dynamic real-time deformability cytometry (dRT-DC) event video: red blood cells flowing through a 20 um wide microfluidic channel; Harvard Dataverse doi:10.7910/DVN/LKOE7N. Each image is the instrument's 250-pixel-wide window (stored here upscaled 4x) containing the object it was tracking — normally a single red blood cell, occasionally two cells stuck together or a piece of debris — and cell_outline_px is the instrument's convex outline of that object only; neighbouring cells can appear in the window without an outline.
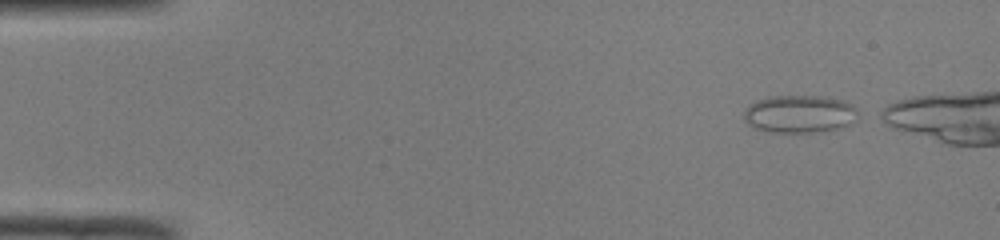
{"species": "common noctule bat (a hibernating species)", "species_latin": "Nyctalus noctula", "temperature_condition": "room temperature", "stored_images_in_passage": 40, "camera_frame_rate_fps": 3000, "um_per_image_px": 0.085, "animal": {"sex": "male", "body_mass_g": 19.0, "forearm_length_mm": 50.8}, "frame": {"image": 1, "passage_image": 1, "time_ms": 0.0, "image_size_px": [1000, 240], "cell_outline_px": [[856, 120], [852, 124], [836, 128], [812, 132], [772, 132], [756, 128], [748, 124], [744, 120], [744, 112], [756, 100], [768, 96], [816, 96], [844, 100], [852, 104], [856, 108]], "centroid_in_image_um": [67.96, 9.68], "position_along_channel_um": 17.0, "area_um2": 24.85}}
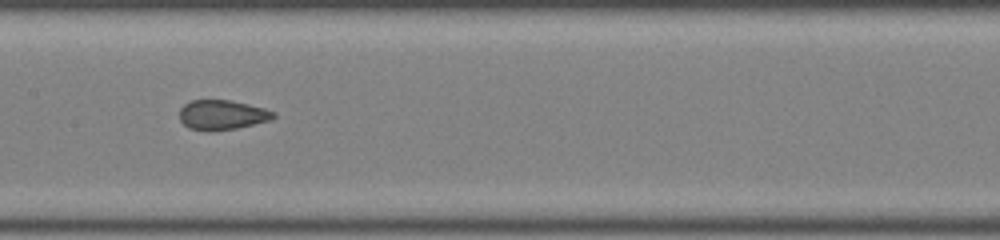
{"frame": {"image": 2, "passage_image": 21, "time_ms": 6.667, "image_size_px": [1000, 240], "cell_outline_px": [[276, 116], [272, 120], [236, 128], [212, 132], [188, 128], [180, 120], [180, 108], [184, 104], [192, 100], [228, 100], [248, 104], [264, 108], [276, 112]], "centroid_in_image_um": [18.89, 9.77], "position_along_channel_um": 188.5, "area_um2": 16.42}}
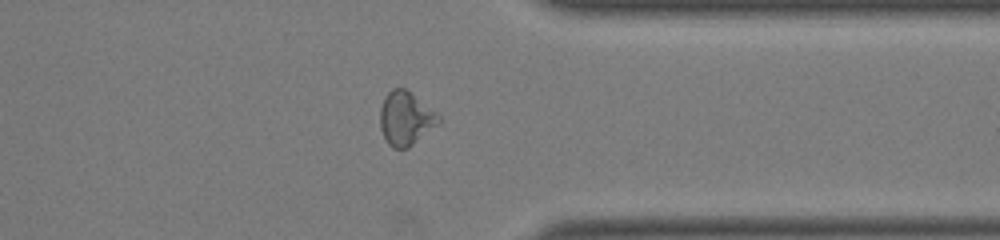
{"frame": {"image": 3, "passage_image": 35, "time_ms": 11.333, "image_size_px": [1000, 240], "cell_outline_px": [[440, 124], [408, 148], [392, 148], [388, 144], [380, 128], [380, 108], [384, 96], [392, 88], [404, 88], [436, 112], [440, 116]], "centroid_in_image_um": [34.48, 10.08], "position_along_channel_um": 376.9, "area_um2": 18.32}}